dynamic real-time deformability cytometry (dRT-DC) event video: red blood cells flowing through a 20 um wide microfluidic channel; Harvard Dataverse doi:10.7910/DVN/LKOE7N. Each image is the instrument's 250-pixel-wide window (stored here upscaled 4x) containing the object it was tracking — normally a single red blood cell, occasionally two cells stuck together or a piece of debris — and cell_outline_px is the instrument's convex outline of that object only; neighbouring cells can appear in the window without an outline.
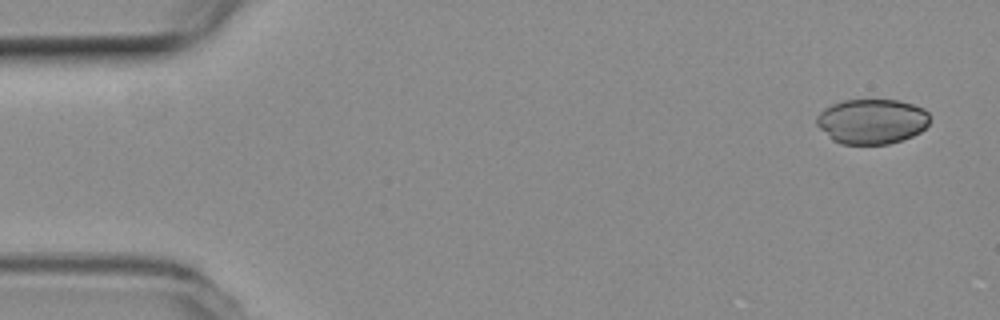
{"species": "common noctule bat (a hibernating species)", "species_latin": "Nyctalus noctula", "temperature_condition": "room temperature", "stored_images_in_passage": 15, "camera_frame_rate_fps": 3000, "um_per_image_px": 0.085, "animal": {"sex": "female", "body_mass_g": 19.3, "forearm_length_mm": 54.1}, "frame": {"image": 1, "passage_image": 1, "time_ms": 0.0, "image_size_px": [1000, 320], "cell_outline_px": [[928, 124], [920, 132], [912, 136], [888, 144], [840, 144], [832, 140], [816, 124], [816, 116], [824, 108], [832, 104], [844, 100], [896, 100], [912, 104], [924, 108], [928, 112]], "centroid_in_image_um": [74.08, 10.32], "position_along_channel_um": 10.9, "area_um2": 29.65}}